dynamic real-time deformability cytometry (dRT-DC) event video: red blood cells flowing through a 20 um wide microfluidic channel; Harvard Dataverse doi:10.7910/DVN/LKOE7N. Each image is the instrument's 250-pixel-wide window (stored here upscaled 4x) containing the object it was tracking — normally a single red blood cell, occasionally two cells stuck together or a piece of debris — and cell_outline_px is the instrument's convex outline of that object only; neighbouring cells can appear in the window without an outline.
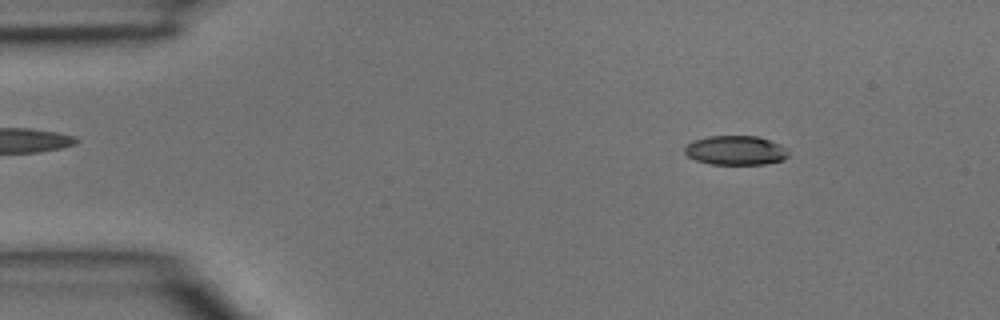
{"species": "common noctule bat (a hibernating species)", "species_latin": "Nyctalus noctula", "temperature_condition": "room temperature", "stored_images_in_passage": 3, "camera_frame_rate_fps": 3000, "um_per_image_px": 0.085, "animal": {"sex": "male", "body_mass_g": 15.6}, "frame": {"image": 1, "passage_image": 2, "time_ms": 0.333, "image_size_px": [1000, 320], "cell_outline_px": [[788, 156], [784, 160], [764, 164], [708, 164], [696, 160], [688, 156], [684, 152], [684, 148], [688, 144], [696, 140], [708, 136], [756, 136], [780, 144], [788, 152]], "centroid_in_image_um": [62.53, 12.79], "position_along_channel_um": 22.5, "area_um2": 17.57}}